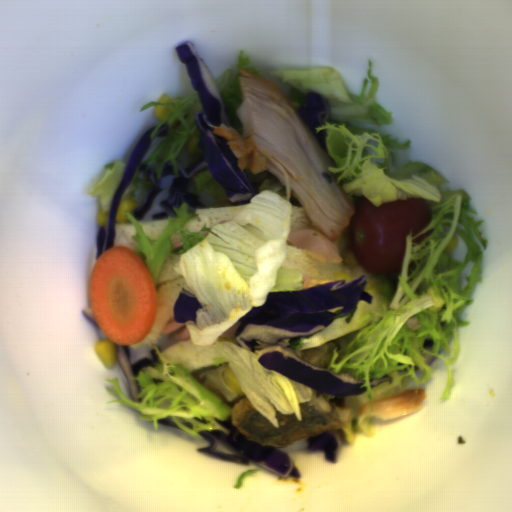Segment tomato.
<instances>
[{"label":"tomato","mask_w":512,"mask_h":512,"mask_svg":"<svg viewBox=\"0 0 512 512\" xmlns=\"http://www.w3.org/2000/svg\"><path fill=\"white\" fill-rule=\"evenodd\" d=\"M349 220V238L359 265L374 275L401 273L406 236L413 237L433 222L430 204L422 197L376 206L365 195L356 200Z\"/></svg>","instance_id":"obj_1"},{"label":"tomato","mask_w":512,"mask_h":512,"mask_svg":"<svg viewBox=\"0 0 512 512\" xmlns=\"http://www.w3.org/2000/svg\"><path fill=\"white\" fill-rule=\"evenodd\" d=\"M434 229H435V228L429 229L426 233H424V234H422V235H420V236L416 237L415 239H413V240H412V241H413V243L418 244V245H419V244H421V242H424V241H425V239H426L429 235H431V234H432V232L434 231Z\"/></svg>","instance_id":"obj_2"}]
</instances>
